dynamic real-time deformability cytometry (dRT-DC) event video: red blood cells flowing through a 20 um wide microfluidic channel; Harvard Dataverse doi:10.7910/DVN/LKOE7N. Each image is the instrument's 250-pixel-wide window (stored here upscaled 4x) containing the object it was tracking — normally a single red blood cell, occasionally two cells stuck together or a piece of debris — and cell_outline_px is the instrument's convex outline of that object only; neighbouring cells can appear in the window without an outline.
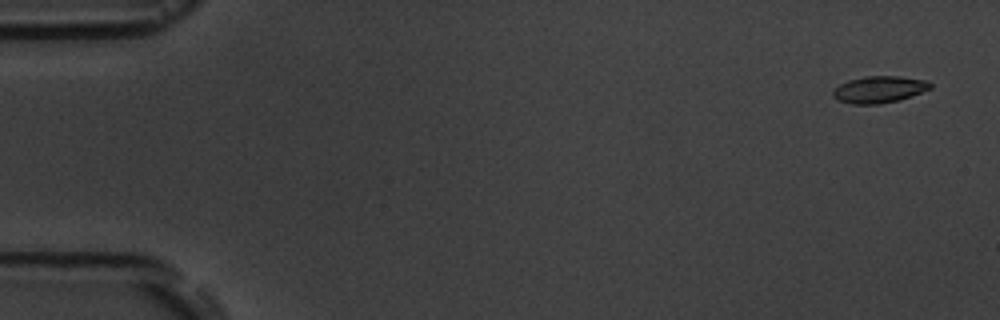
{"species": "common noctule bat (a hibernating species)", "species_latin": "Nyctalus noctula", "temperature_condition": "room temperature", "stored_images_in_passage": 12, "camera_frame_rate_fps": 3000, "um_per_image_px": 0.085, "animal": {"sex": "male", "body_mass_g": 19.5, "forearm_length_mm": 54.6}, "frame": {"image": 1, "passage_image": 1, "time_ms": 0.0, "image_size_px": [1000, 320], "cell_outline_px": [[932, 88], [912, 96], [900, 100], [880, 104], [852, 104], [840, 100], [832, 96], [832, 92], [840, 84], [848, 80], [864, 76], [900, 76], [928, 80], [932, 84]], "centroid_in_image_um": [74.77, 7.6], "position_along_channel_um": 10.2, "area_um2": 15.32}}
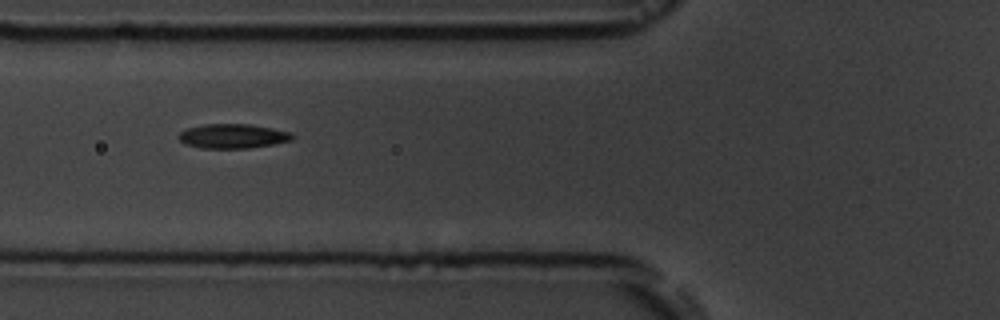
{"frame": {"image": 2, "passage_image": 5, "time_ms": 6.333, "image_size_px": [1000, 320], "cell_outline_px": [[296, 136], [292, 140], [276, 144], [248, 148], [200, 148], [184, 144], [180, 140], [180, 132], [188, 128], [204, 124], [248, 124], [272, 128], [288, 132]], "centroid_in_image_um": [19.81, 11.58], "position_along_channel_um": 106.0, "area_um2": 16.13}}
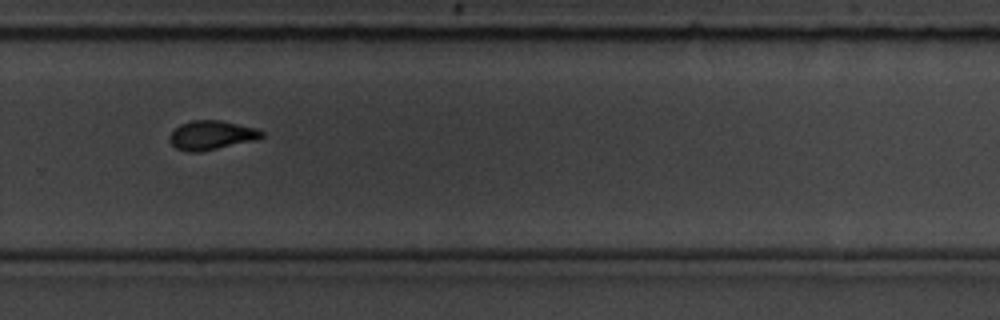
{"frame": {"image": 3, "passage_image": 10, "time_ms": 12.0, "image_size_px": [1000, 320], "cell_outline_px": [[264, 136], [256, 140], [200, 152], [188, 152], [176, 148], [168, 140], [168, 136], [180, 124], [192, 120], [220, 120], [256, 128], [264, 132]], "centroid_in_image_um": [17.97, 11.49], "position_along_channel_um": 311.8, "area_um2": 15.66}, "authors_computed_cell_mechanics": {"area_um2": 15.4037, "velocity_mm_per_s": 3.6446, "shape_relaxation_time_tau1_ms": 4.604, "shape_relaxation_time_tau2_ms": 4.3285, "deformation_change_tau1": 0.1402, "deformation_change_tau2": 0.061}}